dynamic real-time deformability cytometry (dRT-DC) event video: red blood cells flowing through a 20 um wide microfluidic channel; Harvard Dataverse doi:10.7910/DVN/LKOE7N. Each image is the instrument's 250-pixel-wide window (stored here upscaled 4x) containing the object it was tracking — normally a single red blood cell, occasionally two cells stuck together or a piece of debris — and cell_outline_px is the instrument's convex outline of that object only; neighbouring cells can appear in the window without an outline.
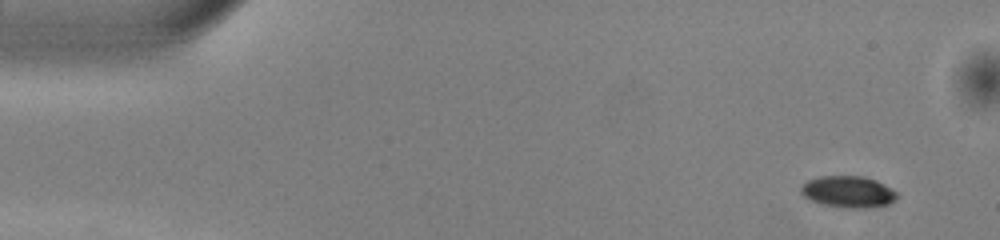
{"species": "common noctule bat (a hibernating species)", "species_latin": "Nyctalus noctula", "temperature_condition": "warm", "stored_images_in_passage": 51, "camera_frame_rate_fps": 3000, "um_per_image_px": 0.085, "animal": {"sex": "male", "body_mass_g": 13.0, "forearm_length_mm": 53.1}, "frame": {"image": 1, "passage_image": 4, "time_ms": 1.0, "image_size_px": [1000, 240], "cell_outline_px": [[900, 196], [896, 200], [888, 204], [868, 208], [844, 208], [824, 204], [812, 200], [804, 196], [800, 192], [800, 188], [808, 180], [820, 176], [864, 176], [876, 180], [884, 184], [896, 192]], "centroid_in_image_um": [72.13, 16.3], "position_along_channel_um": 12.9, "area_um2": 17.69}}
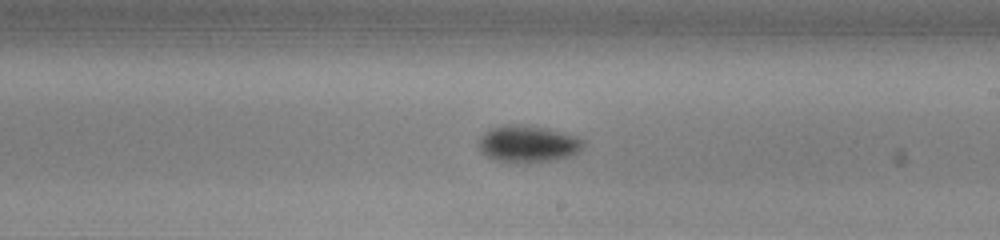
{"frame": {"image": 2, "passage_image": 30, "time_ms": 9.667, "image_size_px": [1000, 240], "cell_outline_px": [[584, 144], [576, 152], [568, 156], [552, 160], [524, 164], [512, 164], [492, 160], [476, 144], [484, 132], [492, 128], [504, 124], [524, 124], [544, 128], [560, 132], [584, 140]], "centroid_in_image_um": [44.79, 12.25], "position_along_channel_um": 244.2, "area_um2": 22.54}}
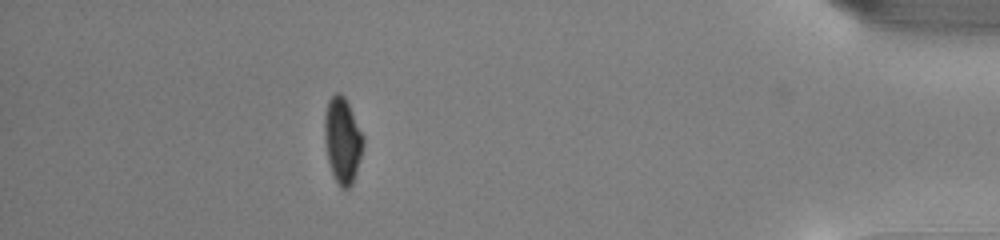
{"frame": {"image": 3, "passage_image": 46, "time_ms": 15.0, "image_size_px": [1000, 240], "cell_outline_px": [[364, 144], [356, 172], [352, 184], [348, 188], [340, 188], [332, 172], [328, 160], [324, 140], [324, 116], [328, 100], [336, 92], [340, 92], [344, 96], [364, 136]], "centroid_in_image_um": [29.1, 11.91], "position_along_channel_um": 406.1, "area_um2": 19.25}, "authors_computed_cell_mechanics": {"area_um2": 19.4786, "velocity_mm_per_s": 4.0398, "shape_relaxation_time_tau1_ms": 2.2102, "shape_relaxation_time_tau2_ms": null, "deformation_change_tau1": 0.1092, "deformation_change_tau2": null}}